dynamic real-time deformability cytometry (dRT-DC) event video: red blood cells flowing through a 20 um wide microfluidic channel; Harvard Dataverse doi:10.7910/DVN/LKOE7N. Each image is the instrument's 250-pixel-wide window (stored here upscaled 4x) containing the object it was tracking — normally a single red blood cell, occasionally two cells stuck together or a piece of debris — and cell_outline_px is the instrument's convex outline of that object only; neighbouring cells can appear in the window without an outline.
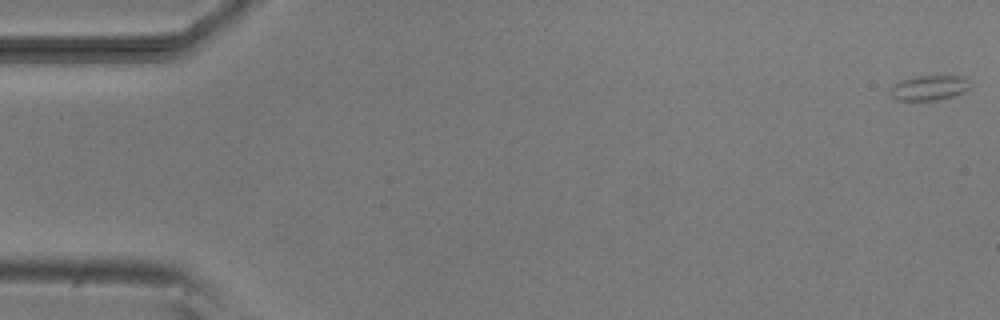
{"species": "common noctule bat (a hibernating species)", "species_latin": "Nyctalus noctula", "temperature_condition": "room temperature", "stored_images_in_passage": 6, "camera_frame_rate_fps": 3000, "um_per_image_px": 0.085, "animal": {"sex": "male", "body_mass_g": 20.5, "forearm_length_mm": 52.5}, "frame": {"image": 1, "passage_image": 1, "time_ms": 0.0, "image_size_px": [1000, 320], "cell_outline_px": [[968, 88], [964, 92], [952, 96], [936, 100], [896, 100], [892, 96], [892, 88], [896, 84], [904, 80], [920, 76], [960, 76], [968, 80]], "centroid_in_image_um": [79.01, 7.47], "position_along_channel_um": 6.0, "area_um2": 11.1}}